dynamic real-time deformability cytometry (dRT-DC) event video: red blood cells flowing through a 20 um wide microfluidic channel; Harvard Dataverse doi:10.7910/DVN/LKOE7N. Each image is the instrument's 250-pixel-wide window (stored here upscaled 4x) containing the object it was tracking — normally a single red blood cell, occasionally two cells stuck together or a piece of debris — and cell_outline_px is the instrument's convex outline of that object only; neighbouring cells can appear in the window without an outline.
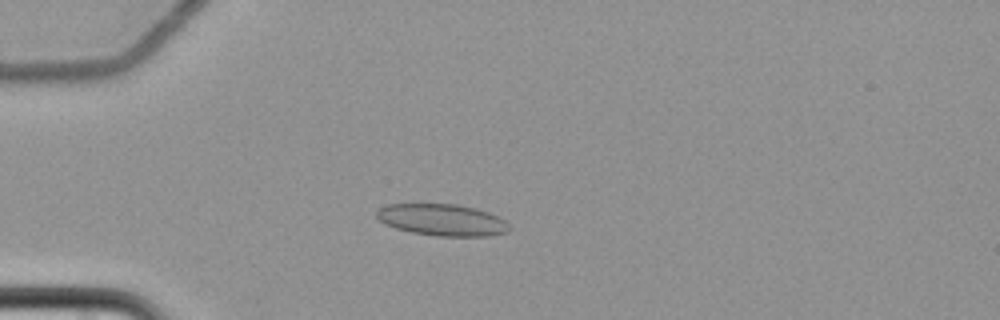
{"species": "common noctule bat (a hibernating species)", "species_latin": "Nyctalus noctula", "temperature_condition": "cold", "stored_images_in_passage": 55, "camera_frame_rate_fps": 3000, "um_per_image_px": 0.085, "animal": {"sex": "female", "body_mass_g": 22.7, "forearm_length_mm": 54.2}, "frame": {"image": 1, "passage_image": 18, "time_ms": 5.667, "image_size_px": [1000, 320], "cell_outline_px": [[512, 228], [508, 232], [488, 236], [436, 236], [412, 232], [396, 228], [384, 224], [376, 216], [376, 212], [380, 208], [388, 204], [456, 204], [476, 208], [488, 212], [504, 220]], "centroid_in_image_um": [37.6, 18.69], "position_along_channel_um": 47.4, "area_um2": 24.51}}
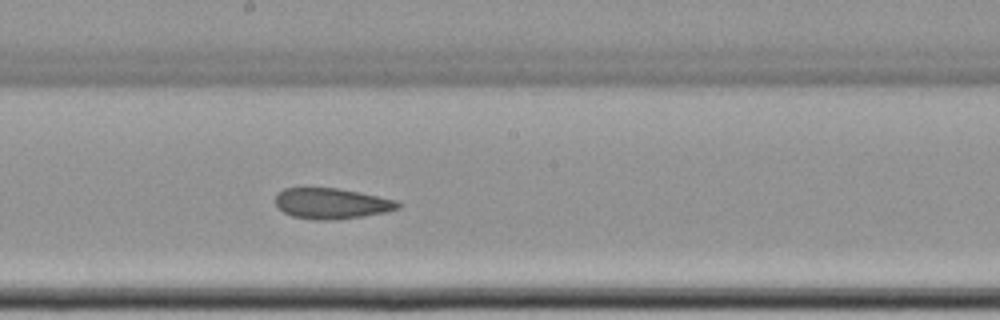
{"frame": {"image": 2, "passage_image": 35, "time_ms": 11.333, "image_size_px": [1000, 320], "cell_outline_px": [[400, 208], [384, 212], [364, 216], [332, 220], [316, 220], [292, 216], [276, 208], [276, 196], [284, 188], [340, 188], [360, 192], [396, 200], [400, 204]], "centroid_in_image_um": [28.18, 17.3], "position_along_channel_um": 220.0, "area_um2": 21.91}}
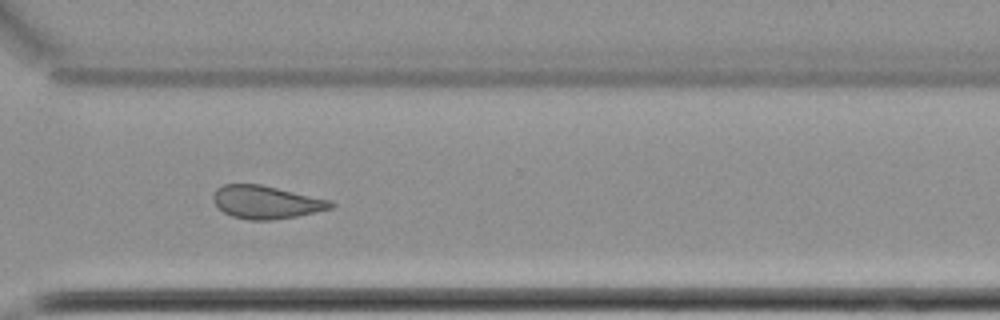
{"frame": {"image": 3, "passage_image": 46, "time_ms": 15.0, "image_size_px": [1000, 320], "cell_outline_px": [[336, 204], [332, 208], [296, 216], [272, 220], [248, 220], [232, 216], [224, 212], [216, 204], [212, 196], [216, 188], [224, 184], [260, 184], [332, 200]], "centroid_in_image_um": [22.63, 17.18], "position_along_channel_um": 348.0, "area_um2": 22.54}}